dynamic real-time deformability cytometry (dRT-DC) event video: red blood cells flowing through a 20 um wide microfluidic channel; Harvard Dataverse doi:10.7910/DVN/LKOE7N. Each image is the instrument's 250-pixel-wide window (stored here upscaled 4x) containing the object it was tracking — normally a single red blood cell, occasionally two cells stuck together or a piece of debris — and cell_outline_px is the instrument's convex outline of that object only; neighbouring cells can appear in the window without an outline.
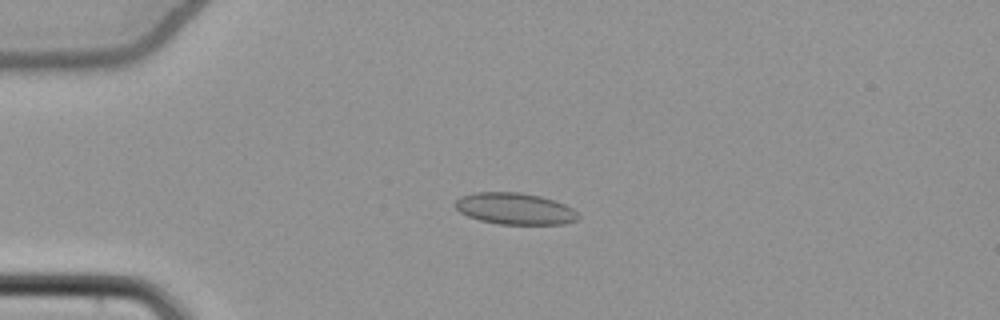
{"species": "common noctule bat (a hibernating species)", "species_latin": "Nyctalus noctula", "temperature_condition": "cold", "stored_images_in_passage": 55, "camera_frame_rate_fps": 3000, "um_per_image_px": 0.085, "animal": {"sex": "female", "body_mass_g": 22.7, "forearm_length_mm": 54.2}, "frame": {"image": 1, "passage_image": 15, "time_ms": 4.667, "image_size_px": [1000, 320], "cell_outline_px": [[580, 216], [576, 220], [564, 224], [500, 224], [480, 220], [468, 216], [460, 212], [456, 208], [456, 200], [460, 196], [476, 192], [520, 192], [540, 196], [564, 204], [572, 208]], "centroid_in_image_um": [43.76, 17.73], "position_along_channel_um": 41.2, "area_um2": 22.48}}
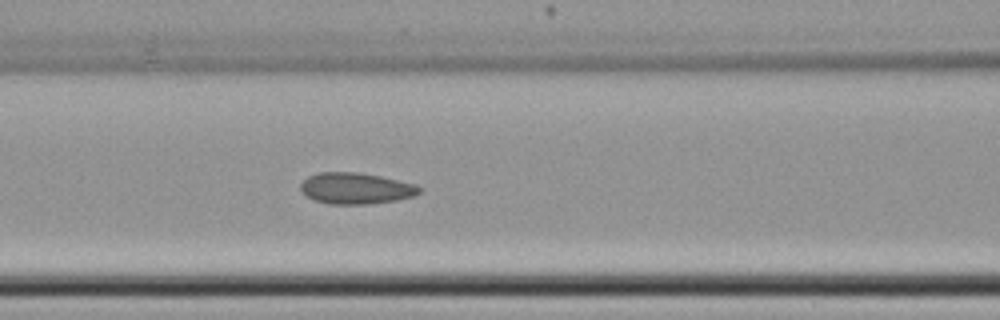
{"frame": {"image": 2, "passage_image": 25, "time_ms": 8.0, "image_size_px": [1000, 320], "cell_outline_px": [[424, 188], [420, 192], [412, 196], [396, 200], [368, 204], [328, 204], [316, 200], [308, 196], [300, 188], [300, 184], [308, 176], [320, 172], [360, 172], [380, 176], [416, 184]], "centroid_in_image_um": [30.27, 16.0], "position_along_channel_um": 136.3, "area_um2": 21.56}}
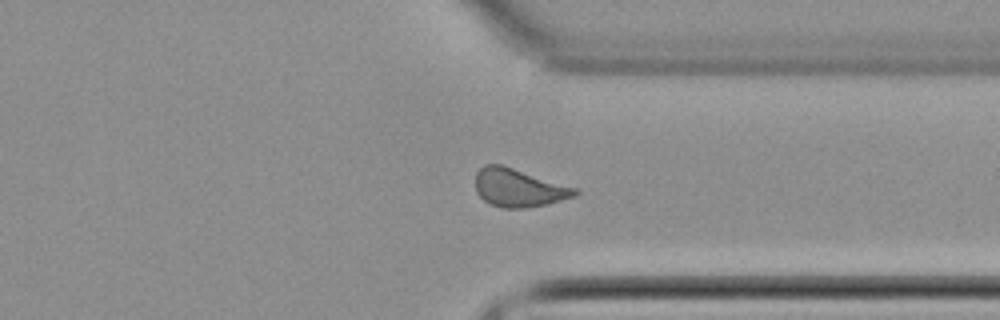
{"frame": {"image": 3, "passage_image": 43, "time_ms": 14.0, "image_size_px": [1000, 320], "cell_outline_px": [[580, 192], [576, 196], [548, 204], [524, 208], [500, 208], [488, 204], [476, 192], [476, 172], [484, 164], [500, 164], [576, 188]], "centroid_in_image_um": [44.07, 15.98], "position_along_channel_um": 367.3, "area_um2": 22.08}, "authors_computed_cell_mechanics": {"area_um2": 21.675, "velocity_mm_per_s": 3.848, "shape_relaxation_time_tau1_ms": null, "shape_relaxation_time_tau2_ms": 1.6675, "deformation_change_tau1": null, "deformation_change_tau2": 0.0636}}